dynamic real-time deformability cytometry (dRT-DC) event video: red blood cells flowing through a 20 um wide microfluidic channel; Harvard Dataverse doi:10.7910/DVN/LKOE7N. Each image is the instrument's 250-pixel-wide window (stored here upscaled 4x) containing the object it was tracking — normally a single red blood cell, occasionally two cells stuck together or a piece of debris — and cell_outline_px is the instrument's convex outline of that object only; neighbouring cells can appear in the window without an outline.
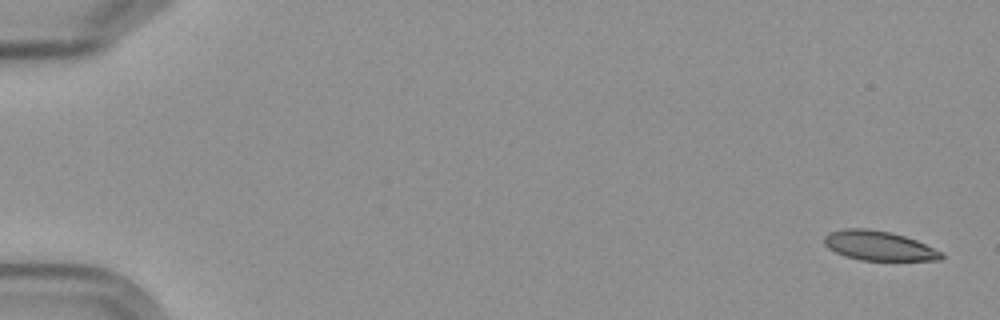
{"species": "Egyptian fruit bat (a non-hibernating species)", "species_latin": "Rousettus aegyptiacus", "temperature_condition": "cold", "stored_images_in_passage": 6, "camera_frame_rate_fps": 3000, "um_per_image_px": 0.085, "frame": {"image": 1, "passage_image": 1, "time_ms": 0.0, "image_size_px": [1000, 320], "cell_outline_px": [[944, 256], [940, 260], [860, 260], [844, 256], [828, 248], [824, 244], [824, 236], [828, 232], [844, 228], [864, 228], [888, 232], [904, 236], [916, 240], [940, 252]], "centroid_in_image_um": [74.63, 20.88], "position_along_channel_um": 10.4, "area_um2": 19.94}}
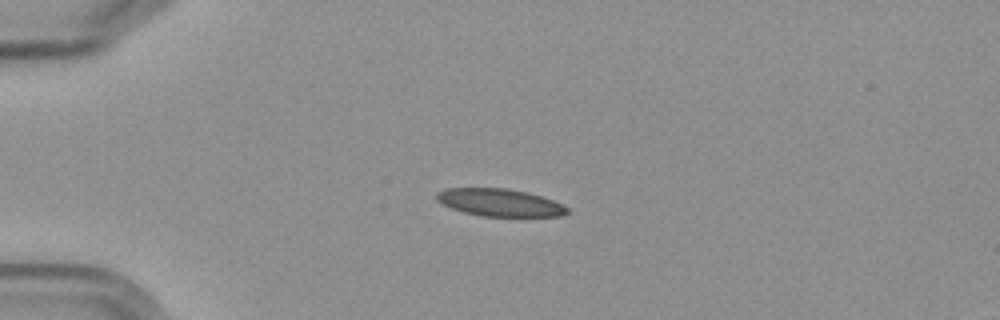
{"frame": {"image": 2, "passage_image": 4, "time_ms": 4.333, "image_size_px": [1000, 320], "cell_outline_px": [[568, 212], [564, 216], [480, 216], [464, 212], [452, 208], [436, 200], [436, 192], [448, 188], [508, 188], [528, 192], [552, 200], [568, 208]], "centroid_in_image_um": [42.47, 17.21], "position_along_channel_um": 42.5, "area_um2": 20.81}}
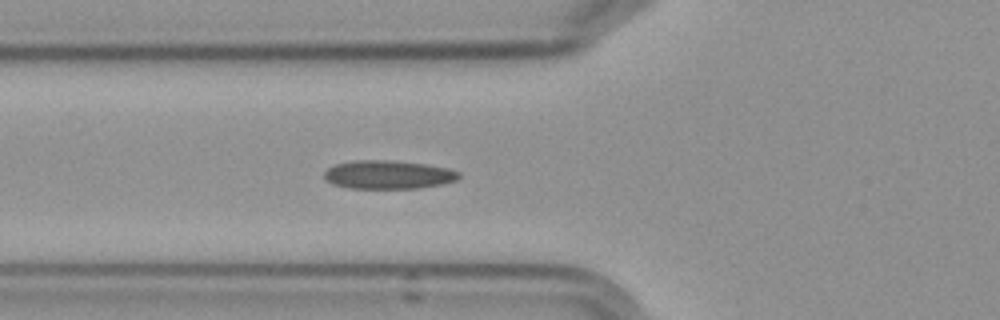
{"frame": {"image": 3, "passage_image": 6, "time_ms": 6.667, "image_size_px": [1000, 320], "cell_outline_px": [[460, 176], [456, 180], [444, 184], [416, 188], [348, 188], [332, 184], [324, 180], [324, 172], [328, 168], [336, 164], [356, 160], [388, 160], [424, 164], [448, 168], [460, 172]], "centroid_in_image_um": [32.98, 14.85], "position_along_channel_um": 92.8, "area_um2": 22.37}}